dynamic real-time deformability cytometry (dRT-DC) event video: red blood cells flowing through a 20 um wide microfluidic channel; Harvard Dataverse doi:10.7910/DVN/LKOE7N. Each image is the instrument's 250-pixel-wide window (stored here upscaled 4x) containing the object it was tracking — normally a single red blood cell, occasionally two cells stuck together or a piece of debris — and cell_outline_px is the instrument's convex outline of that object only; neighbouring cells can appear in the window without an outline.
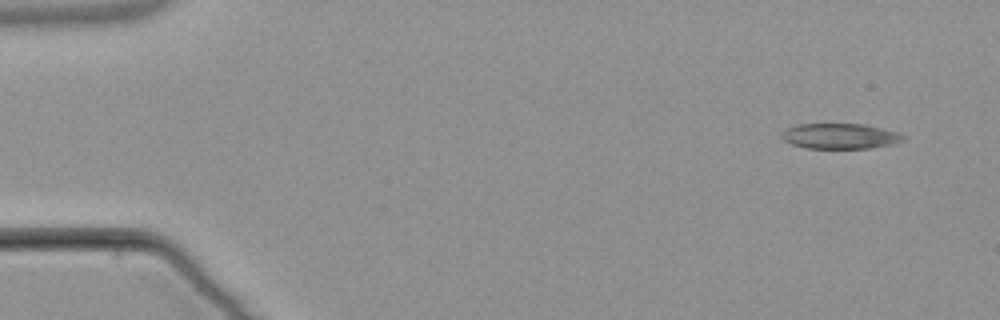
{"species": "common noctule bat (a hibernating species)", "species_latin": "Nyctalus noctula", "temperature_condition": "warm", "stored_images_in_passage": 5, "segment_of_instrument_passage": [1, 2], "camera_frame_rate_fps": 3000, "um_per_image_px": 0.085, "animal": {"sex": "male", "body_mass_g": 21.5, "forearm_length_mm": 52.0}, "frame": {"image": 1, "passage_image": 1, "time_ms": 0.0, "image_size_px": [1000, 320], "cell_outline_px": [[908, 140], [892, 144], [872, 148], [804, 148], [792, 144], [784, 140], [780, 136], [780, 132], [784, 128], [796, 124], [864, 124], [900, 132], [908, 136]], "centroid_in_image_um": [71.44, 11.56], "position_along_channel_um": 13.6, "area_um2": 18.44}}
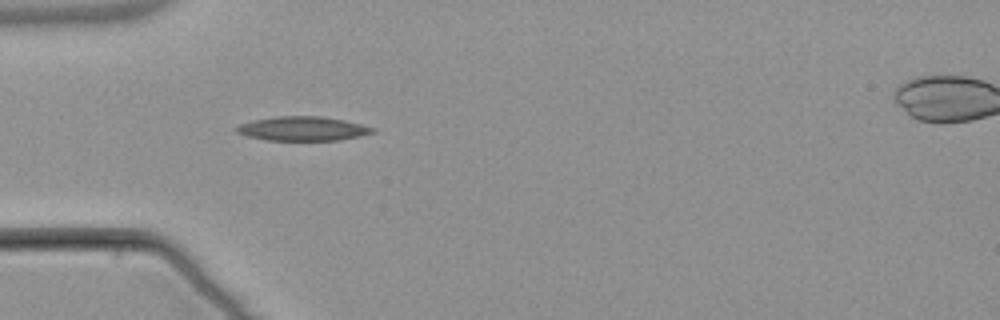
{"frame": {"image": 2, "passage_image": 4, "time_ms": 4.333, "image_size_px": [1000, 320], "cell_outline_px": [[376, 132], [360, 136], [340, 140], [268, 140], [248, 136], [236, 132], [232, 128], [240, 124], [256, 120], [276, 116], [320, 116], [344, 120], [376, 128]], "centroid_in_image_um": [25.75, 10.93], "position_along_channel_um": 59.3, "area_um2": 19.13}}